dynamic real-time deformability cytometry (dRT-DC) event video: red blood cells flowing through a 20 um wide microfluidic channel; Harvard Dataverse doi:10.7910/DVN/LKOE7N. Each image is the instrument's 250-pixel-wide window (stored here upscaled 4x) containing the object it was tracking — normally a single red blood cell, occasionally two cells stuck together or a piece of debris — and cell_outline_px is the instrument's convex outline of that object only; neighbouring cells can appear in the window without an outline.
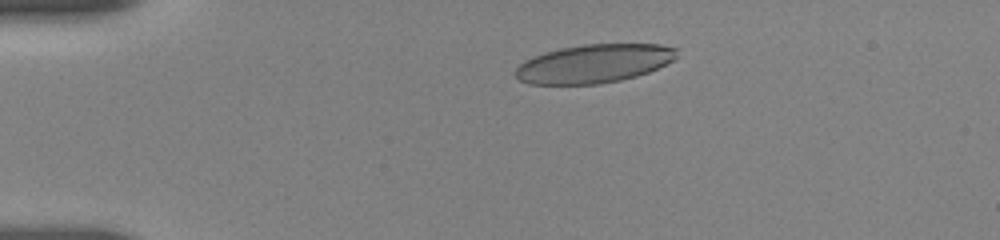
{"species": "human", "species_latin": "Homo sapiens", "temperature_condition": "room temperature", "stored_images_in_passage": 10, "camera_frame_rate_fps": 3000, "um_per_image_px": 0.085, "donor": {"sex": "female"}, "frame": {"image": 1, "passage_image": 1, "time_ms": 0.0, "image_size_px": [1000, 240], "cell_outline_px": [[676, 56], [672, 60], [648, 72], [636, 76], [620, 80], [600, 84], [528, 84], [520, 80], [516, 76], [516, 68], [524, 60], [532, 56], [544, 52], [560, 48], [584, 44], [660, 44], [676, 48]], "centroid_in_image_um": [50.45, 5.4], "position_along_channel_um": 34.6, "area_um2": 36.13}}